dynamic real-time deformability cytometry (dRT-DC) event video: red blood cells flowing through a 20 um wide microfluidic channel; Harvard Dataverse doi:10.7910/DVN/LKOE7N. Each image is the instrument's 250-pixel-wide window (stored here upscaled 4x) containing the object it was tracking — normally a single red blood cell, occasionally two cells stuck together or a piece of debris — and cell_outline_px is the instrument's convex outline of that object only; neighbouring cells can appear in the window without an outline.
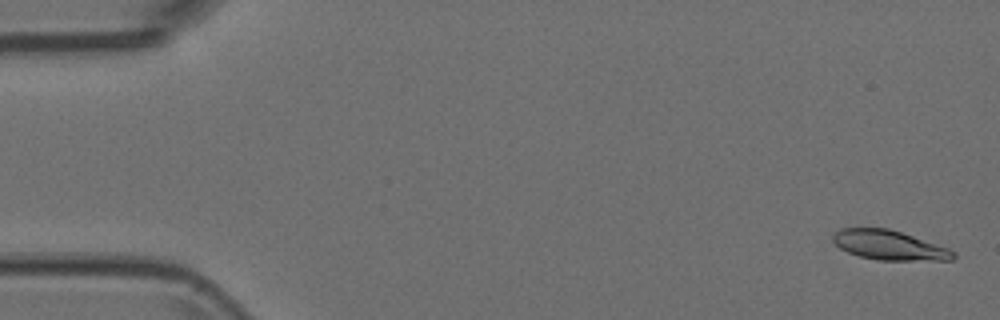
{"species": "Egyptian fruit bat (a non-hibernating species)", "species_latin": "Rousettus aegyptiacus", "temperature_condition": "room temperature", "stored_images_in_passage": 5, "camera_frame_rate_fps": 3000, "um_per_image_px": 0.085, "animal": {"sex": "female"}, "frame": {"image": 1, "passage_image": 1, "time_ms": 0.0, "image_size_px": [1000, 320], "cell_outline_px": [[956, 256], [952, 260], [880, 260], [860, 256], [848, 252], [840, 248], [832, 240], [832, 236], [840, 228], [888, 228], [948, 248], [956, 252]], "centroid_in_image_um": [75.58, 20.84], "position_along_channel_um": 9.4, "area_um2": 20.46}}
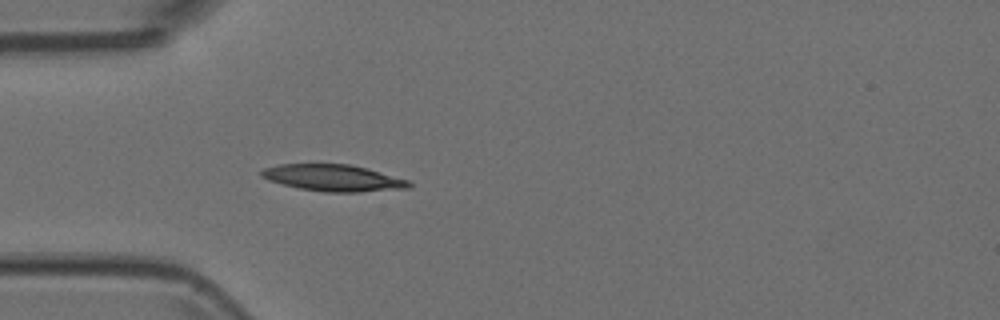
{"frame": {"image": 2, "passage_image": 5, "time_ms": 1.333, "image_size_px": [1000, 320], "cell_outline_px": [[412, 184], [408, 188], [360, 192], [324, 192], [300, 188], [268, 180], [260, 176], [260, 172], [264, 168], [280, 164], [348, 164], [364, 168], [408, 180]], "centroid_in_image_um": [28.29, 15.12], "position_along_channel_um": 56.7, "area_um2": 22.54}}